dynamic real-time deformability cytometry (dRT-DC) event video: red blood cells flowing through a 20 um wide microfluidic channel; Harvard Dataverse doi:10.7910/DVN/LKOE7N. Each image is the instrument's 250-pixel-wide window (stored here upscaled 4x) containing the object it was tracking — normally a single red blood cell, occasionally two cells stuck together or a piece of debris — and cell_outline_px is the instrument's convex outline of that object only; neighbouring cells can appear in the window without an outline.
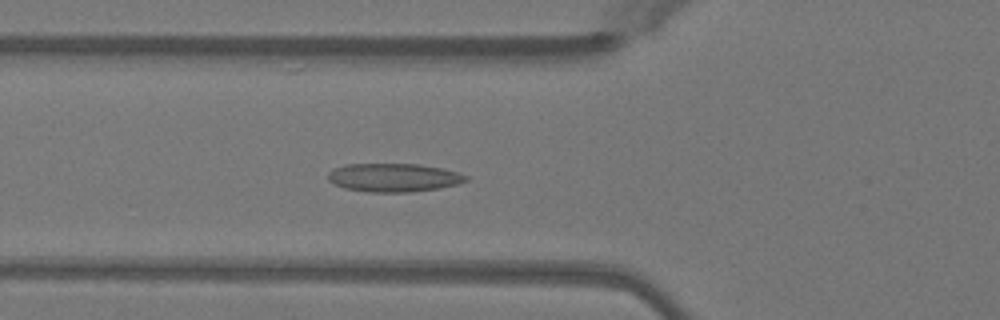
{"species": "Egyptian fruit bat (a non-hibernating species)", "species_latin": "Rousettus aegyptiacus", "temperature_condition": "warm", "stored_images_in_passage": 49, "camera_frame_rate_fps": 3000, "um_per_image_px": 0.085, "animal": {"sex": "female"}, "frame": {"image": 1, "passage_image": 17, "time_ms": 5.333, "image_size_px": [1000, 320], "cell_outline_px": [[468, 180], [456, 184], [440, 188], [412, 192], [368, 192], [344, 188], [328, 180], [328, 172], [332, 168], [344, 164], [420, 164], [444, 168], [460, 172], [468, 176]], "centroid_in_image_um": [33.47, 15.08], "position_along_channel_um": 92.3, "area_um2": 23.12}}
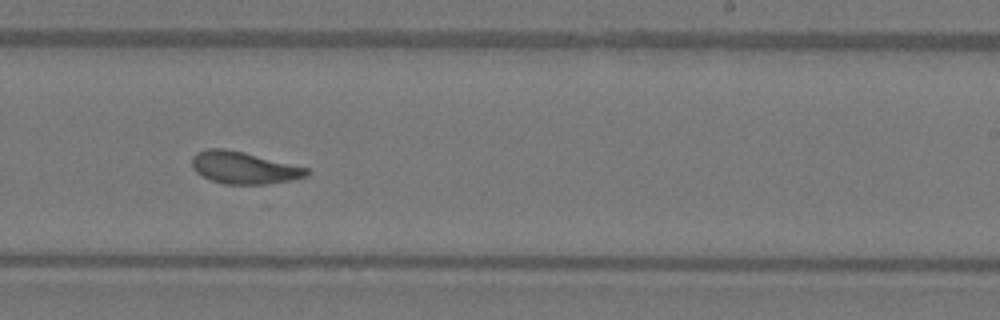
{"frame": {"image": 2, "passage_image": 30, "time_ms": 9.667, "image_size_px": [1000, 320], "cell_outline_px": [[308, 172], [304, 176], [292, 180], [264, 184], [224, 184], [212, 180], [196, 172], [192, 168], [192, 156], [196, 152], [208, 148], [224, 148], [244, 152], [308, 168]], "centroid_in_image_um": [20.67, 14.24], "position_along_channel_um": 268.3, "area_um2": 21.27}}
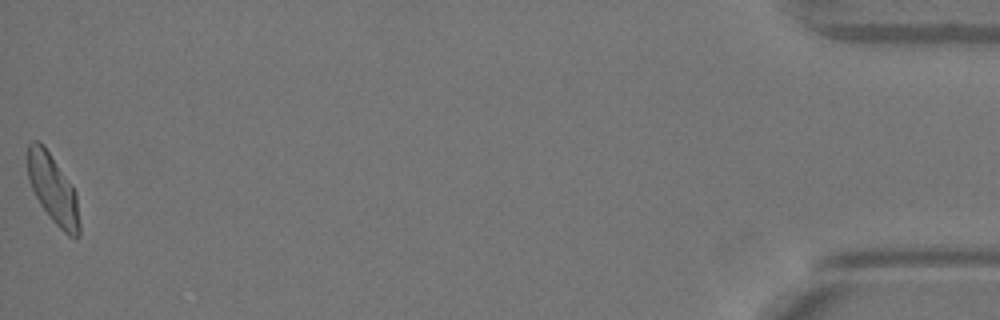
{"frame": {"image": 3, "passage_image": 49, "time_ms": 16.0, "image_size_px": [1000, 320], "cell_outline_px": [[80, 236], [68, 236], [52, 220], [40, 204], [32, 188], [28, 176], [28, 144], [32, 140], [40, 140], [44, 144], [72, 184], [76, 192], [80, 224]], "centroid_in_image_um": [4.52, 16.05], "position_along_channel_um": 430.7, "area_um2": 20.87}, "authors_computed_cell_mechanics": {"area_um2": 21.6172, "velocity_mm_per_s": 4.0596, "shape_relaxation_time_tau1_ms": 8.6637, "shape_relaxation_time_tau2_ms": 1.3702, "deformation_change_tau1": 0.1777, "deformation_change_tau2": 0.0824}}